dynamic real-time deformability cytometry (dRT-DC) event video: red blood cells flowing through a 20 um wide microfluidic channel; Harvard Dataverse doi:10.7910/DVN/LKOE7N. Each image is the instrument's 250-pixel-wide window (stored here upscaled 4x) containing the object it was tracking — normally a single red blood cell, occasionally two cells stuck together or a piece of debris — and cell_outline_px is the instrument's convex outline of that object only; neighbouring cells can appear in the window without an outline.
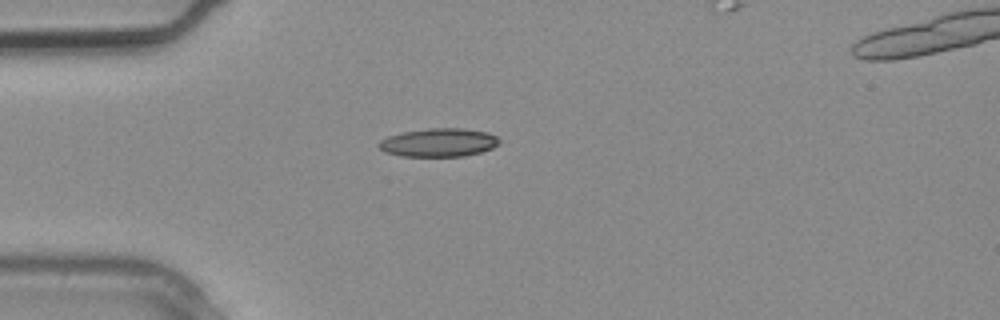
{"species": "common noctule bat (a hibernating species)", "species_latin": "Nyctalus noctula", "temperature_condition": "warm", "stored_images_in_passage": 23, "camera_frame_rate_fps": 3000, "um_per_image_px": 0.085, "animal": {"sex": "male", "body_mass_g": 20.4}, "frame": {"image": 1, "passage_image": 1, "time_ms": 0.0, "image_size_px": [1000, 320], "cell_outline_px": [[500, 144], [492, 148], [480, 152], [464, 156], [400, 156], [384, 152], [376, 144], [380, 140], [388, 136], [400, 132], [428, 128], [464, 128], [488, 132], [496, 136], [500, 140]], "centroid_in_image_um": [37.27, 12.11], "position_along_channel_um": 47.7, "area_um2": 20.17}}
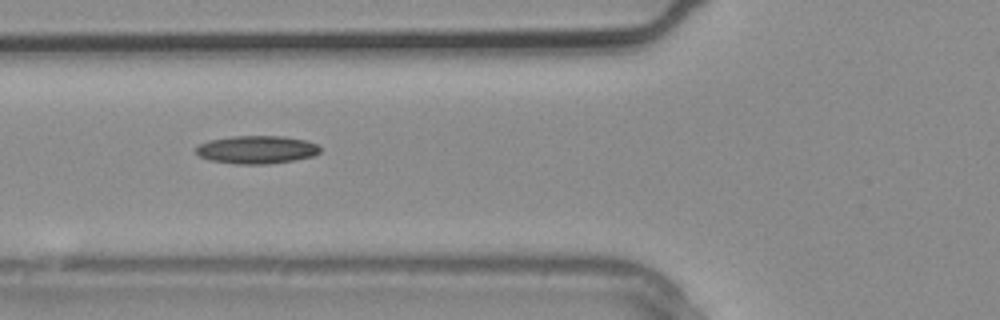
{"frame": {"image": 2, "passage_image": 4, "time_ms": 1.0, "image_size_px": [1000, 320], "cell_outline_px": [[320, 152], [312, 156], [292, 160], [268, 164], [236, 164], [208, 160], [200, 156], [196, 152], [196, 148], [200, 144], [208, 140], [232, 136], [284, 136], [304, 140], [316, 144], [320, 148]], "centroid_in_image_um": [21.79, 12.72], "position_along_channel_um": 104.0, "area_um2": 20.17}}